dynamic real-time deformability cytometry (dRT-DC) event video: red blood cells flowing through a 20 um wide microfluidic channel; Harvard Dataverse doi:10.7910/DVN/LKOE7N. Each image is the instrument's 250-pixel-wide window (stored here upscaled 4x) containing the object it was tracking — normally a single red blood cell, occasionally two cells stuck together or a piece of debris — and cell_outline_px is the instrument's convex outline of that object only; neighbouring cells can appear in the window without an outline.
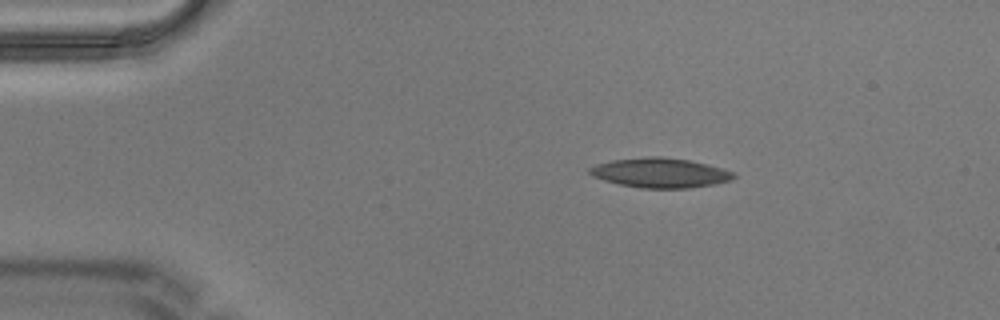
{"species": "Egyptian fruit bat (a non-hibernating species)", "species_latin": "Rousettus aegyptiacus", "temperature_condition": "warm", "stored_images_in_passage": 6, "camera_frame_rate_fps": 3000, "um_per_image_px": 0.085, "animal": {"sex": "male"}, "frame": {"image": 1, "passage_image": 1, "time_ms": 0.0, "image_size_px": [1000, 320], "cell_outline_px": [[736, 176], [732, 180], [712, 184], [688, 188], [644, 188], [620, 184], [604, 180], [592, 176], [588, 172], [588, 168], [596, 164], [612, 160], [652, 156], [660, 156], [688, 160], [708, 164], [736, 172]], "centroid_in_image_um": [56.13, 14.68], "position_along_channel_um": 28.9, "area_um2": 24.85}}